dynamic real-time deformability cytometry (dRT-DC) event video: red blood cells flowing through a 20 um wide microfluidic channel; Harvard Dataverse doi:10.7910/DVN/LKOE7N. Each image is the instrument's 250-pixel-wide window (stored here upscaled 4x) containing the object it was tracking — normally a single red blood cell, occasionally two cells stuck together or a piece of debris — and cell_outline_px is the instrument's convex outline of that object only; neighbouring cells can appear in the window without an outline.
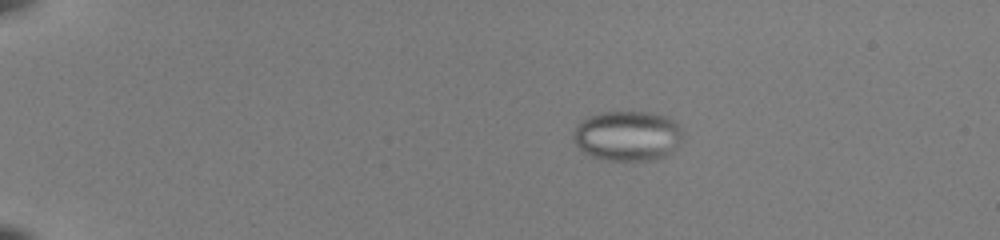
{"species": "common noctule bat (a hibernating species)", "species_latin": "Nyctalus noctula", "temperature_condition": "room temperature", "stored_images_in_passage": 60, "camera_frame_rate_fps": 3000, "um_per_image_px": 0.085, "animal": {"sex": "female", "body_mass_g": 22.0, "forearm_length_mm": 56.7}, "frame": {"image": 1, "passage_image": 14, "time_ms": 4.333, "image_size_px": [1000, 240], "cell_outline_px": [[680, 140], [668, 152], [652, 160], [608, 160], [592, 156], [580, 148], [576, 144], [572, 132], [576, 124], [580, 120], [588, 116], [604, 112], [648, 112], [668, 116], [680, 124]], "centroid_in_image_um": [53.28, 11.51], "position_along_channel_um": 31.7, "area_um2": 31.5}}
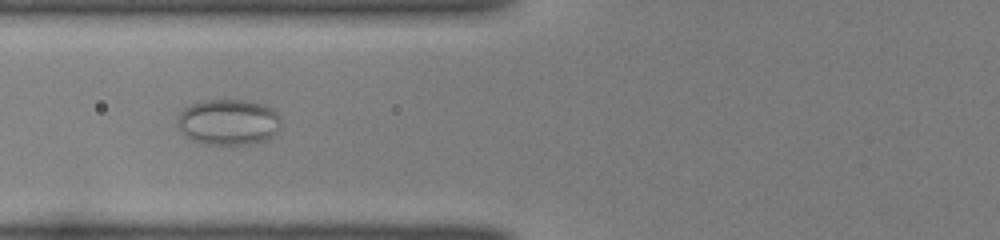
{"frame": {"image": 2, "passage_image": 28, "time_ms": 9.0, "image_size_px": [1000, 240], "cell_outline_px": [[280, 124], [276, 132], [268, 140], [256, 144], [232, 148], [204, 144], [192, 140], [180, 132], [176, 124], [176, 120], [180, 112], [184, 108], [196, 100], [244, 100], [264, 104], [272, 108], [280, 116]], "centroid_in_image_um": [19.39, 10.42], "position_along_channel_um": 106.4, "area_um2": 28.96}}
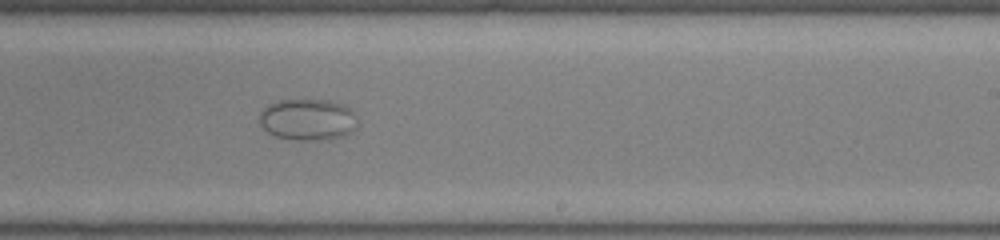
{"frame": {"image": 3, "passage_image": 41, "time_ms": 13.333, "image_size_px": [1000, 240], "cell_outline_px": [[356, 128], [352, 132], [344, 136], [328, 140], [296, 140], [276, 136], [268, 132], [260, 124], [260, 112], [268, 104], [276, 100], [328, 100], [340, 104], [348, 108], [352, 112]], "centroid_in_image_um": [26.13, 10.17], "position_along_channel_um": 262.9, "area_um2": 23.58}}